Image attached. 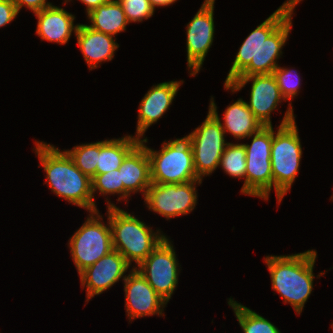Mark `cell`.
Segmentation results:
<instances>
[{
    "label": "cell",
    "mask_w": 333,
    "mask_h": 333,
    "mask_svg": "<svg viewBox=\"0 0 333 333\" xmlns=\"http://www.w3.org/2000/svg\"><path fill=\"white\" fill-rule=\"evenodd\" d=\"M300 1L286 0L246 37L224 83L229 84L237 76L274 72L292 28L294 8Z\"/></svg>",
    "instance_id": "1"
},
{
    "label": "cell",
    "mask_w": 333,
    "mask_h": 333,
    "mask_svg": "<svg viewBox=\"0 0 333 333\" xmlns=\"http://www.w3.org/2000/svg\"><path fill=\"white\" fill-rule=\"evenodd\" d=\"M35 144V153L46 172V183L51 191L89 213L98 211L91 179L75 166L67 152L43 141Z\"/></svg>",
    "instance_id": "2"
},
{
    "label": "cell",
    "mask_w": 333,
    "mask_h": 333,
    "mask_svg": "<svg viewBox=\"0 0 333 333\" xmlns=\"http://www.w3.org/2000/svg\"><path fill=\"white\" fill-rule=\"evenodd\" d=\"M317 252L308 250L292 255H268L264 258L269 269L272 289L279 293L284 303L301 314L313 289V268Z\"/></svg>",
    "instance_id": "3"
},
{
    "label": "cell",
    "mask_w": 333,
    "mask_h": 333,
    "mask_svg": "<svg viewBox=\"0 0 333 333\" xmlns=\"http://www.w3.org/2000/svg\"><path fill=\"white\" fill-rule=\"evenodd\" d=\"M106 202L109 207L113 250L118 251L130 265L135 262L138 267L166 236L160 230L154 232L145 222L109 200Z\"/></svg>",
    "instance_id": "4"
},
{
    "label": "cell",
    "mask_w": 333,
    "mask_h": 333,
    "mask_svg": "<svg viewBox=\"0 0 333 333\" xmlns=\"http://www.w3.org/2000/svg\"><path fill=\"white\" fill-rule=\"evenodd\" d=\"M140 142L149 156L152 183L180 184L200 179L195 172L190 133L182 138L164 141L159 151L145 145L147 137Z\"/></svg>",
    "instance_id": "5"
},
{
    "label": "cell",
    "mask_w": 333,
    "mask_h": 333,
    "mask_svg": "<svg viewBox=\"0 0 333 333\" xmlns=\"http://www.w3.org/2000/svg\"><path fill=\"white\" fill-rule=\"evenodd\" d=\"M301 158L302 145L296 121L278 126L277 133L273 130L271 166L278 204L291 189L299 171Z\"/></svg>",
    "instance_id": "6"
},
{
    "label": "cell",
    "mask_w": 333,
    "mask_h": 333,
    "mask_svg": "<svg viewBox=\"0 0 333 333\" xmlns=\"http://www.w3.org/2000/svg\"><path fill=\"white\" fill-rule=\"evenodd\" d=\"M248 138L251 145L243 143L246 150V173L241 193L268 200L273 187L271 144L273 127L263 126Z\"/></svg>",
    "instance_id": "7"
},
{
    "label": "cell",
    "mask_w": 333,
    "mask_h": 333,
    "mask_svg": "<svg viewBox=\"0 0 333 333\" xmlns=\"http://www.w3.org/2000/svg\"><path fill=\"white\" fill-rule=\"evenodd\" d=\"M107 208L108 224L101 222L103 217L99 215V210L90 212L87 220L69 240L71 257L78 274L113 250L109 207Z\"/></svg>",
    "instance_id": "8"
},
{
    "label": "cell",
    "mask_w": 333,
    "mask_h": 333,
    "mask_svg": "<svg viewBox=\"0 0 333 333\" xmlns=\"http://www.w3.org/2000/svg\"><path fill=\"white\" fill-rule=\"evenodd\" d=\"M190 134L195 172L203 179V176L211 175L219 167L221 156L228 144L213 97L210 99L206 119Z\"/></svg>",
    "instance_id": "9"
},
{
    "label": "cell",
    "mask_w": 333,
    "mask_h": 333,
    "mask_svg": "<svg viewBox=\"0 0 333 333\" xmlns=\"http://www.w3.org/2000/svg\"><path fill=\"white\" fill-rule=\"evenodd\" d=\"M178 262L173 244L165 237L138 267H134L168 303L178 285Z\"/></svg>",
    "instance_id": "10"
},
{
    "label": "cell",
    "mask_w": 333,
    "mask_h": 333,
    "mask_svg": "<svg viewBox=\"0 0 333 333\" xmlns=\"http://www.w3.org/2000/svg\"><path fill=\"white\" fill-rule=\"evenodd\" d=\"M202 179L180 184L151 183L144 196L149 210L160 214L167 220L187 215L197 204L196 186Z\"/></svg>",
    "instance_id": "11"
},
{
    "label": "cell",
    "mask_w": 333,
    "mask_h": 333,
    "mask_svg": "<svg viewBox=\"0 0 333 333\" xmlns=\"http://www.w3.org/2000/svg\"><path fill=\"white\" fill-rule=\"evenodd\" d=\"M250 81V101L246 103L263 126H272L271 113L277 110L279 103L286 101L272 73L237 76L229 84L224 83V88L233 93L238 92Z\"/></svg>",
    "instance_id": "12"
},
{
    "label": "cell",
    "mask_w": 333,
    "mask_h": 333,
    "mask_svg": "<svg viewBox=\"0 0 333 333\" xmlns=\"http://www.w3.org/2000/svg\"><path fill=\"white\" fill-rule=\"evenodd\" d=\"M215 0H204V3L187 24L186 48L187 66L191 76L201 69L205 57L213 43Z\"/></svg>",
    "instance_id": "13"
},
{
    "label": "cell",
    "mask_w": 333,
    "mask_h": 333,
    "mask_svg": "<svg viewBox=\"0 0 333 333\" xmlns=\"http://www.w3.org/2000/svg\"><path fill=\"white\" fill-rule=\"evenodd\" d=\"M129 272L123 280L127 318L132 321L155 314L163 317V308L167 302L148 284L135 267Z\"/></svg>",
    "instance_id": "14"
},
{
    "label": "cell",
    "mask_w": 333,
    "mask_h": 333,
    "mask_svg": "<svg viewBox=\"0 0 333 333\" xmlns=\"http://www.w3.org/2000/svg\"><path fill=\"white\" fill-rule=\"evenodd\" d=\"M127 260L116 250L100 258L95 264L83 270L80 274L81 286L86 287V302L111 288L130 268Z\"/></svg>",
    "instance_id": "15"
},
{
    "label": "cell",
    "mask_w": 333,
    "mask_h": 333,
    "mask_svg": "<svg viewBox=\"0 0 333 333\" xmlns=\"http://www.w3.org/2000/svg\"><path fill=\"white\" fill-rule=\"evenodd\" d=\"M182 83L183 80L162 82L148 90L139 104L136 138L141 140L146 130L162 118Z\"/></svg>",
    "instance_id": "16"
},
{
    "label": "cell",
    "mask_w": 333,
    "mask_h": 333,
    "mask_svg": "<svg viewBox=\"0 0 333 333\" xmlns=\"http://www.w3.org/2000/svg\"><path fill=\"white\" fill-rule=\"evenodd\" d=\"M119 170L124 184V200L137 192H142L144 197L152 181L149 156L141 142L126 155Z\"/></svg>",
    "instance_id": "17"
},
{
    "label": "cell",
    "mask_w": 333,
    "mask_h": 333,
    "mask_svg": "<svg viewBox=\"0 0 333 333\" xmlns=\"http://www.w3.org/2000/svg\"><path fill=\"white\" fill-rule=\"evenodd\" d=\"M34 15L38 19L36 29L38 37L60 45L66 44L72 32L75 34L79 26V24L74 25V15L52 4Z\"/></svg>",
    "instance_id": "18"
},
{
    "label": "cell",
    "mask_w": 333,
    "mask_h": 333,
    "mask_svg": "<svg viewBox=\"0 0 333 333\" xmlns=\"http://www.w3.org/2000/svg\"><path fill=\"white\" fill-rule=\"evenodd\" d=\"M75 36L89 70L99 67L101 62L111 61L119 48V44L114 40L116 38L95 31L87 24H79Z\"/></svg>",
    "instance_id": "19"
},
{
    "label": "cell",
    "mask_w": 333,
    "mask_h": 333,
    "mask_svg": "<svg viewBox=\"0 0 333 333\" xmlns=\"http://www.w3.org/2000/svg\"><path fill=\"white\" fill-rule=\"evenodd\" d=\"M223 119L221 126L225 133H231L238 140L248 138L263 127L241 98L226 107Z\"/></svg>",
    "instance_id": "20"
},
{
    "label": "cell",
    "mask_w": 333,
    "mask_h": 333,
    "mask_svg": "<svg viewBox=\"0 0 333 333\" xmlns=\"http://www.w3.org/2000/svg\"><path fill=\"white\" fill-rule=\"evenodd\" d=\"M86 15L91 22L88 27L113 37L124 32L129 24L117 0H109Z\"/></svg>",
    "instance_id": "21"
},
{
    "label": "cell",
    "mask_w": 333,
    "mask_h": 333,
    "mask_svg": "<svg viewBox=\"0 0 333 333\" xmlns=\"http://www.w3.org/2000/svg\"><path fill=\"white\" fill-rule=\"evenodd\" d=\"M136 136L127 135L117 139L100 141V153L96 167V174H105L117 170L126 155L140 142Z\"/></svg>",
    "instance_id": "22"
},
{
    "label": "cell",
    "mask_w": 333,
    "mask_h": 333,
    "mask_svg": "<svg viewBox=\"0 0 333 333\" xmlns=\"http://www.w3.org/2000/svg\"><path fill=\"white\" fill-rule=\"evenodd\" d=\"M272 74L278 84L282 96L286 99V101H290V104H288L289 107L287 108L283 120L279 125L284 126L295 121V115L293 113L294 109L292 108L293 106H291V101L292 98L298 96L297 94H299L298 92L302 81L297 71L286 67L284 68L278 66Z\"/></svg>",
    "instance_id": "23"
},
{
    "label": "cell",
    "mask_w": 333,
    "mask_h": 333,
    "mask_svg": "<svg viewBox=\"0 0 333 333\" xmlns=\"http://www.w3.org/2000/svg\"><path fill=\"white\" fill-rule=\"evenodd\" d=\"M228 304L234 310V314L244 333H281L266 318L241 303H237L233 298L228 299Z\"/></svg>",
    "instance_id": "24"
},
{
    "label": "cell",
    "mask_w": 333,
    "mask_h": 333,
    "mask_svg": "<svg viewBox=\"0 0 333 333\" xmlns=\"http://www.w3.org/2000/svg\"><path fill=\"white\" fill-rule=\"evenodd\" d=\"M65 151L82 173L90 179L96 175V167L100 153V141L76 145L73 149Z\"/></svg>",
    "instance_id": "25"
},
{
    "label": "cell",
    "mask_w": 333,
    "mask_h": 333,
    "mask_svg": "<svg viewBox=\"0 0 333 333\" xmlns=\"http://www.w3.org/2000/svg\"><path fill=\"white\" fill-rule=\"evenodd\" d=\"M219 166L232 178H245L246 150L243 144L228 142L221 156Z\"/></svg>",
    "instance_id": "26"
},
{
    "label": "cell",
    "mask_w": 333,
    "mask_h": 333,
    "mask_svg": "<svg viewBox=\"0 0 333 333\" xmlns=\"http://www.w3.org/2000/svg\"><path fill=\"white\" fill-rule=\"evenodd\" d=\"M92 195L99 191L101 195L118 194L117 201L124 199V184L121 182V171L119 169L105 174H96L92 179Z\"/></svg>",
    "instance_id": "27"
},
{
    "label": "cell",
    "mask_w": 333,
    "mask_h": 333,
    "mask_svg": "<svg viewBox=\"0 0 333 333\" xmlns=\"http://www.w3.org/2000/svg\"><path fill=\"white\" fill-rule=\"evenodd\" d=\"M125 13L128 23L142 22L151 18L154 9L151 7L149 0H117Z\"/></svg>",
    "instance_id": "28"
},
{
    "label": "cell",
    "mask_w": 333,
    "mask_h": 333,
    "mask_svg": "<svg viewBox=\"0 0 333 333\" xmlns=\"http://www.w3.org/2000/svg\"><path fill=\"white\" fill-rule=\"evenodd\" d=\"M18 11L11 0H0V28L16 18Z\"/></svg>",
    "instance_id": "29"
},
{
    "label": "cell",
    "mask_w": 333,
    "mask_h": 333,
    "mask_svg": "<svg viewBox=\"0 0 333 333\" xmlns=\"http://www.w3.org/2000/svg\"><path fill=\"white\" fill-rule=\"evenodd\" d=\"M17 8L18 13L23 6L29 8L33 13L41 11L42 9L49 7L52 3L47 2V0H11Z\"/></svg>",
    "instance_id": "30"
},
{
    "label": "cell",
    "mask_w": 333,
    "mask_h": 333,
    "mask_svg": "<svg viewBox=\"0 0 333 333\" xmlns=\"http://www.w3.org/2000/svg\"><path fill=\"white\" fill-rule=\"evenodd\" d=\"M71 1V0H65L64 4L66 2ZM84 5H86V12L87 14L90 13L92 10L96 9L102 4L107 3L109 0H80Z\"/></svg>",
    "instance_id": "31"
},
{
    "label": "cell",
    "mask_w": 333,
    "mask_h": 333,
    "mask_svg": "<svg viewBox=\"0 0 333 333\" xmlns=\"http://www.w3.org/2000/svg\"><path fill=\"white\" fill-rule=\"evenodd\" d=\"M151 7L155 10V7L170 6L171 4L177 2V0H149Z\"/></svg>",
    "instance_id": "32"
}]
</instances>
